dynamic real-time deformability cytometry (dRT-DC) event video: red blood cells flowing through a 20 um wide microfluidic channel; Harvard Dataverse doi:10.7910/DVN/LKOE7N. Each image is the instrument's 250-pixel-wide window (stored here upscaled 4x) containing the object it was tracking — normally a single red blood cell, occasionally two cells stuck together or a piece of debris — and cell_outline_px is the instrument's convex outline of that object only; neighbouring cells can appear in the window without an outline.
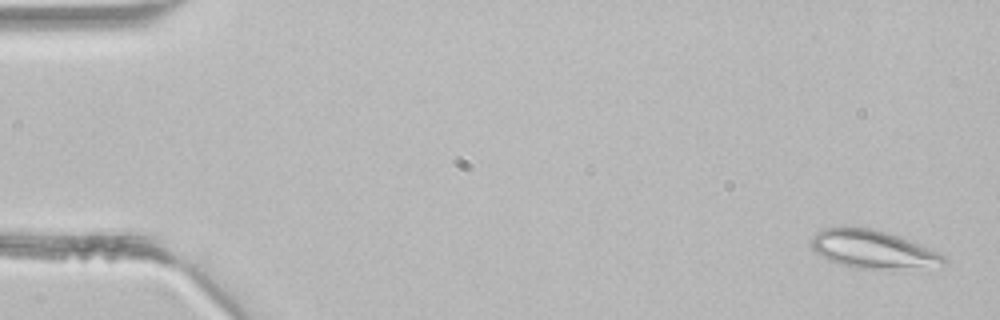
{"species": "common noctule bat (a hibernating species)", "species_latin": "Nyctalus noctula", "temperature_condition": "room temperature", "stored_images_in_passage": 5, "camera_frame_rate_fps": 3000, "um_per_image_px": 0.085, "animal": {"sex": "male", "body_mass_g": 21.5, "forearm_length_mm": 52.0}, "frame": {"image": 1, "passage_image": 1, "time_ms": 0.0, "image_size_px": [1000, 320], "cell_outline_px": [[948, 264], [876, 268], [856, 268], [840, 264], [828, 260], [816, 252], [812, 248], [812, 236], [820, 228], [840, 224], [856, 224], [888, 232], [900, 236], [932, 248], [940, 252], [944, 256]], "centroid_in_image_um": [74.1, 21.09], "position_along_channel_um": 10.9, "area_um2": 29.77}}